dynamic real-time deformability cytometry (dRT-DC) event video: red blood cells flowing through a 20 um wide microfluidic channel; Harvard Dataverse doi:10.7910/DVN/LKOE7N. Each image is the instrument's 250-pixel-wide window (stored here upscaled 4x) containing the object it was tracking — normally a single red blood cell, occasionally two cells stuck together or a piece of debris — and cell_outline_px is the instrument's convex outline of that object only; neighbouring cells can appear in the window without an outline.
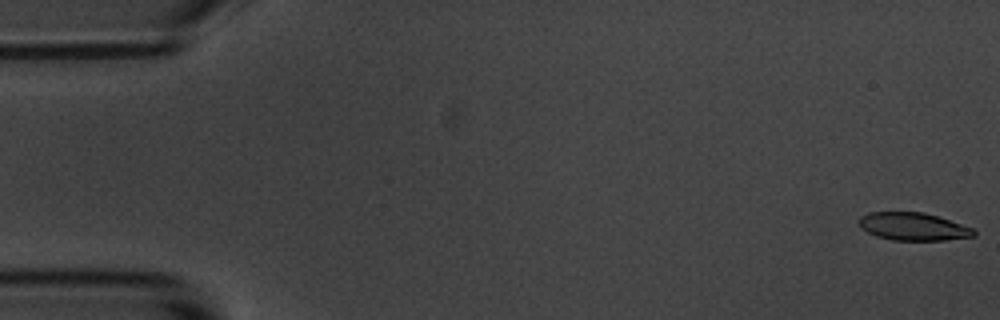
{"species": "common noctule bat (a hibernating species)", "species_latin": "Nyctalus noctula", "temperature_condition": "room temperature", "stored_images_in_passage": 11, "camera_frame_rate_fps": 3000, "um_per_image_px": 0.085, "animal": {"sex": "male", "body_mass_g": 20.1, "forearm_length_mm": 53.5}, "frame": {"image": 1, "passage_image": 1, "time_ms": 0.0, "image_size_px": [1000, 320], "cell_outline_px": [[976, 236], [944, 240], [892, 240], [876, 236], [860, 228], [856, 220], [860, 216], [868, 212], [924, 212], [940, 216], [972, 228], [976, 232]], "centroid_in_image_um": [77.59, 19.25], "position_along_channel_um": 7.4, "area_um2": 18.84}}
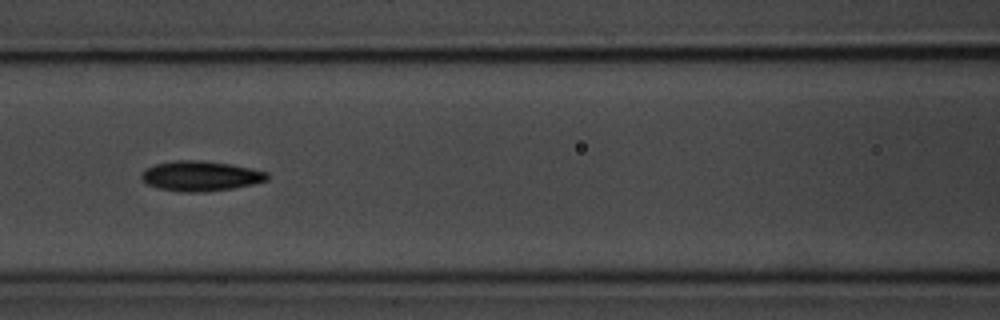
{"frame": {"image": 2, "passage_image": 7, "time_ms": 8.0, "image_size_px": [1000, 320], "cell_outline_px": [[268, 180], [252, 184], [232, 188], [204, 192], [180, 192], [156, 188], [148, 184], [140, 176], [148, 168], [156, 164], [176, 160], [200, 160], [232, 164], [252, 168], [268, 172]], "centroid_in_image_um": [17.08, 14.96], "position_along_channel_um": 149.5, "area_um2": 21.96}}
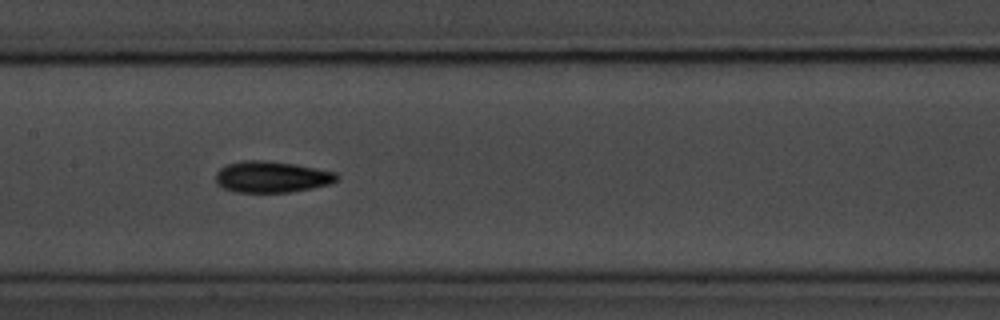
{"frame": {"image": 3, "passage_image": 8, "time_ms": 9.0, "image_size_px": [1000, 320], "cell_outline_px": [[340, 180], [328, 184], [312, 188], [288, 192], [236, 192], [224, 188], [216, 184], [216, 172], [220, 168], [228, 164], [244, 160], [264, 160], [296, 164], [336, 172], [340, 176]], "centroid_in_image_um": [23.11, 15.03], "position_along_channel_um": 184.3, "area_um2": 22.2}}